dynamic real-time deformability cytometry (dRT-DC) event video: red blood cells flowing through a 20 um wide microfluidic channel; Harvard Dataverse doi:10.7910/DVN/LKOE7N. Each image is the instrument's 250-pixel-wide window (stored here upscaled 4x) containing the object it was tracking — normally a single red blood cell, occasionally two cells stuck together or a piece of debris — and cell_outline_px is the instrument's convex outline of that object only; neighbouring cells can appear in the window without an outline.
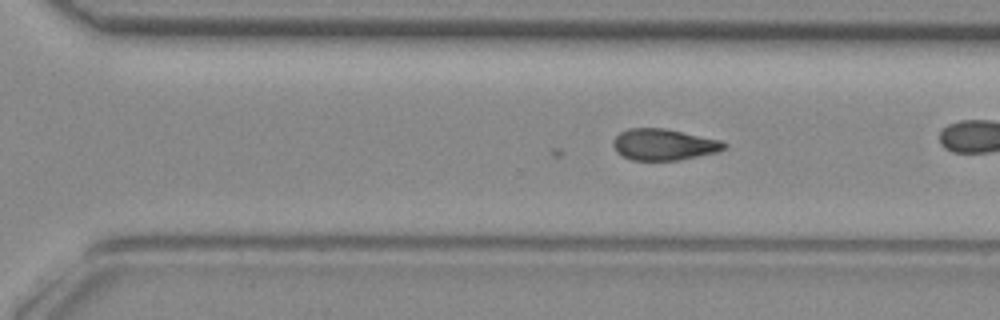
{"species": "common noctule bat (a hibernating species)", "species_latin": "Nyctalus noctula", "temperature_condition": "room temperature", "stored_images_in_passage": 26, "camera_frame_rate_fps": 3000, "um_per_image_px": 0.085, "animal": {"sex": "female", "body_mass_g": 29.2, "forearm_length_mm": 56.3}, "frame": {"image": 1, "passage_image": 21, "time_ms": 6.667, "image_size_px": [1000, 320], "cell_outline_px": [[728, 144], [720, 152], [680, 160], [632, 160], [616, 152], [612, 144], [616, 136], [620, 132], [632, 128], [664, 128], [720, 140]], "centroid_in_image_um": [56.44, 12.29], "position_along_channel_um": 314.2, "area_um2": 20.23}}